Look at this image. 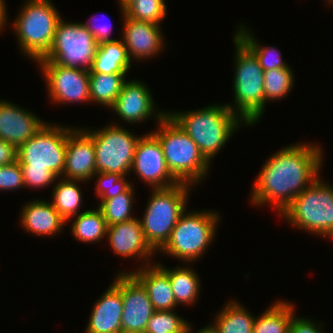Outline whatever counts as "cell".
<instances>
[{
  "label": "cell",
  "instance_id": "obj_1",
  "mask_svg": "<svg viewBox=\"0 0 333 333\" xmlns=\"http://www.w3.org/2000/svg\"><path fill=\"white\" fill-rule=\"evenodd\" d=\"M306 143L285 146L265 160L251 188L253 205H274L281 215L320 176L323 150L317 144Z\"/></svg>",
  "mask_w": 333,
  "mask_h": 333
},
{
  "label": "cell",
  "instance_id": "obj_2",
  "mask_svg": "<svg viewBox=\"0 0 333 333\" xmlns=\"http://www.w3.org/2000/svg\"><path fill=\"white\" fill-rule=\"evenodd\" d=\"M167 114L196 143L209 163L237 129L245 124L226 103L186 112L171 110Z\"/></svg>",
  "mask_w": 333,
  "mask_h": 333
},
{
  "label": "cell",
  "instance_id": "obj_3",
  "mask_svg": "<svg viewBox=\"0 0 333 333\" xmlns=\"http://www.w3.org/2000/svg\"><path fill=\"white\" fill-rule=\"evenodd\" d=\"M234 102L227 106L248 127L257 124L265 112L264 71L255 55L234 35Z\"/></svg>",
  "mask_w": 333,
  "mask_h": 333
},
{
  "label": "cell",
  "instance_id": "obj_4",
  "mask_svg": "<svg viewBox=\"0 0 333 333\" xmlns=\"http://www.w3.org/2000/svg\"><path fill=\"white\" fill-rule=\"evenodd\" d=\"M151 131L159 140L168 170L179 183L196 186L209 174L210 163L196 143L167 114ZM198 183V184H197Z\"/></svg>",
  "mask_w": 333,
  "mask_h": 333
},
{
  "label": "cell",
  "instance_id": "obj_5",
  "mask_svg": "<svg viewBox=\"0 0 333 333\" xmlns=\"http://www.w3.org/2000/svg\"><path fill=\"white\" fill-rule=\"evenodd\" d=\"M20 11L12 26L14 35L21 53L36 63L50 51L57 25L63 17L51 0H26Z\"/></svg>",
  "mask_w": 333,
  "mask_h": 333
},
{
  "label": "cell",
  "instance_id": "obj_6",
  "mask_svg": "<svg viewBox=\"0 0 333 333\" xmlns=\"http://www.w3.org/2000/svg\"><path fill=\"white\" fill-rule=\"evenodd\" d=\"M194 186L178 183L153 189L141 221L146 242L157 253L168 241L181 215L187 211L189 192Z\"/></svg>",
  "mask_w": 333,
  "mask_h": 333
},
{
  "label": "cell",
  "instance_id": "obj_7",
  "mask_svg": "<svg viewBox=\"0 0 333 333\" xmlns=\"http://www.w3.org/2000/svg\"><path fill=\"white\" fill-rule=\"evenodd\" d=\"M220 222V213L214 210L185 211L158 252L192 265L212 244Z\"/></svg>",
  "mask_w": 333,
  "mask_h": 333
},
{
  "label": "cell",
  "instance_id": "obj_8",
  "mask_svg": "<svg viewBox=\"0 0 333 333\" xmlns=\"http://www.w3.org/2000/svg\"><path fill=\"white\" fill-rule=\"evenodd\" d=\"M280 217L303 232L333 239V186L319 176Z\"/></svg>",
  "mask_w": 333,
  "mask_h": 333
},
{
  "label": "cell",
  "instance_id": "obj_9",
  "mask_svg": "<svg viewBox=\"0 0 333 333\" xmlns=\"http://www.w3.org/2000/svg\"><path fill=\"white\" fill-rule=\"evenodd\" d=\"M124 127L112 122L98 130L83 129L94 142L95 173L129 176L140 136Z\"/></svg>",
  "mask_w": 333,
  "mask_h": 333
},
{
  "label": "cell",
  "instance_id": "obj_10",
  "mask_svg": "<svg viewBox=\"0 0 333 333\" xmlns=\"http://www.w3.org/2000/svg\"><path fill=\"white\" fill-rule=\"evenodd\" d=\"M67 147V125L46 122L39 131L17 148L21 169H48L62 177Z\"/></svg>",
  "mask_w": 333,
  "mask_h": 333
},
{
  "label": "cell",
  "instance_id": "obj_11",
  "mask_svg": "<svg viewBox=\"0 0 333 333\" xmlns=\"http://www.w3.org/2000/svg\"><path fill=\"white\" fill-rule=\"evenodd\" d=\"M98 44L80 22H65L56 28L54 41L47 55L38 61H51L66 67L89 70Z\"/></svg>",
  "mask_w": 333,
  "mask_h": 333
},
{
  "label": "cell",
  "instance_id": "obj_12",
  "mask_svg": "<svg viewBox=\"0 0 333 333\" xmlns=\"http://www.w3.org/2000/svg\"><path fill=\"white\" fill-rule=\"evenodd\" d=\"M36 63L45 78L49 100L54 104L90 103L89 70L66 67L51 61Z\"/></svg>",
  "mask_w": 333,
  "mask_h": 333
},
{
  "label": "cell",
  "instance_id": "obj_13",
  "mask_svg": "<svg viewBox=\"0 0 333 333\" xmlns=\"http://www.w3.org/2000/svg\"><path fill=\"white\" fill-rule=\"evenodd\" d=\"M131 170L152 190L169 188L179 183L168 170L162 146L152 132L139 138Z\"/></svg>",
  "mask_w": 333,
  "mask_h": 333
},
{
  "label": "cell",
  "instance_id": "obj_14",
  "mask_svg": "<svg viewBox=\"0 0 333 333\" xmlns=\"http://www.w3.org/2000/svg\"><path fill=\"white\" fill-rule=\"evenodd\" d=\"M109 109L129 125L145 122L154 115L153 118L158 123L167 115V111L157 110L146 83L137 79H127L124 82L120 94Z\"/></svg>",
  "mask_w": 333,
  "mask_h": 333
},
{
  "label": "cell",
  "instance_id": "obj_15",
  "mask_svg": "<svg viewBox=\"0 0 333 333\" xmlns=\"http://www.w3.org/2000/svg\"><path fill=\"white\" fill-rule=\"evenodd\" d=\"M123 28L121 39L126 47L129 59L148 60L165 47L163 32L157 24L133 20L125 16L124 5L119 4Z\"/></svg>",
  "mask_w": 333,
  "mask_h": 333
},
{
  "label": "cell",
  "instance_id": "obj_16",
  "mask_svg": "<svg viewBox=\"0 0 333 333\" xmlns=\"http://www.w3.org/2000/svg\"><path fill=\"white\" fill-rule=\"evenodd\" d=\"M123 313L122 333H145L153 312L152 303L143 285L130 273L121 272Z\"/></svg>",
  "mask_w": 333,
  "mask_h": 333
},
{
  "label": "cell",
  "instance_id": "obj_17",
  "mask_svg": "<svg viewBox=\"0 0 333 333\" xmlns=\"http://www.w3.org/2000/svg\"><path fill=\"white\" fill-rule=\"evenodd\" d=\"M106 239L114 254L121 258L141 260L142 266L149 265L156 252L146 242L139 218L107 226ZM145 263V264H144Z\"/></svg>",
  "mask_w": 333,
  "mask_h": 333
},
{
  "label": "cell",
  "instance_id": "obj_18",
  "mask_svg": "<svg viewBox=\"0 0 333 333\" xmlns=\"http://www.w3.org/2000/svg\"><path fill=\"white\" fill-rule=\"evenodd\" d=\"M95 149L83 128L67 126V147L62 178L90 182L95 175Z\"/></svg>",
  "mask_w": 333,
  "mask_h": 333
},
{
  "label": "cell",
  "instance_id": "obj_19",
  "mask_svg": "<svg viewBox=\"0 0 333 333\" xmlns=\"http://www.w3.org/2000/svg\"><path fill=\"white\" fill-rule=\"evenodd\" d=\"M12 101L0 99V139L16 148L32 138L45 125L34 112Z\"/></svg>",
  "mask_w": 333,
  "mask_h": 333
},
{
  "label": "cell",
  "instance_id": "obj_20",
  "mask_svg": "<svg viewBox=\"0 0 333 333\" xmlns=\"http://www.w3.org/2000/svg\"><path fill=\"white\" fill-rule=\"evenodd\" d=\"M108 289L97 299L89 316L85 333H122L121 272Z\"/></svg>",
  "mask_w": 333,
  "mask_h": 333
},
{
  "label": "cell",
  "instance_id": "obj_21",
  "mask_svg": "<svg viewBox=\"0 0 333 333\" xmlns=\"http://www.w3.org/2000/svg\"><path fill=\"white\" fill-rule=\"evenodd\" d=\"M20 211V224L35 236H54L61 233L66 221L48 200L34 199L25 203Z\"/></svg>",
  "mask_w": 333,
  "mask_h": 333
},
{
  "label": "cell",
  "instance_id": "obj_22",
  "mask_svg": "<svg viewBox=\"0 0 333 333\" xmlns=\"http://www.w3.org/2000/svg\"><path fill=\"white\" fill-rule=\"evenodd\" d=\"M138 267L130 273L146 289L150 302L155 311L175 310L177 304L171 288L168 274L157 264Z\"/></svg>",
  "mask_w": 333,
  "mask_h": 333
},
{
  "label": "cell",
  "instance_id": "obj_23",
  "mask_svg": "<svg viewBox=\"0 0 333 333\" xmlns=\"http://www.w3.org/2000/svg\"><path fill=\"white\" fill-rule=\"evenodd\" d=\"M131 64L122 39H117L97 46L89 73L126 74L132 67Z\"/></svg>",
  "mask_w": 333,
  "mask_h": 333
},
{
  "label": "cell",
  "instance_id": "obj_24",
  "mask_svg": "<svg viewBox=\"0 0 333 333\" xmlns=\"http://www.w3.org/2000/svg\"><path fill=\"white\" fill-rule=\"evenodd\" d=\"M169 276L171 288L175 296L177 305H194L198 300L201 290V280L199 274L195 273L193 268L179 266L167 268L160 262L157 263Z\"/></svg>",
  "mask_w": 333,
  "mask_h": 333
},
{
  "label": "cell",
  "instance_id": "obj_25",
  "mask_svg": "<svg viewBox=\"0 0 333 333\" xmlns=\"http://www.w3.org/2000/svg\"><path fill=\"white\" fill-rule=\"evenodd\" d=\"M237 300H230L217 313L212 327L217 333H252L254 315Z\"/></svg>",
  "mask_w": 333,
  "mask_h": 333
},
{
  "label": "cell",
  "instance_id": "obj_26",
  "mask_svg": "<svg viewBox=\"0 0 333 333\" xmlns=\"http://www.w3.org/2000/svg\"><path fill=\"white\" fill-rule=\"evenodd\" d=\"M58 179L60 181L58 180L57 182L56 180L52 189L51 203L60 216L69 223L71 221L69 220L70 218L81 213L79 208L83 205V196L79 184L85 183V181L62 177Z\"/></svg>",
  "mask_w": 333,
  "mask_h": 333
},
{
  "label": "cell",
  "instance_id": "obj_27",
  "mask_svg": "<svg viewBox=\"0 0 333 333\" xmlns=\"http://www.w3.org/2000/svg\"><path fill=\"white\" fill-rule=\"evenodd\" d=\"M291 302L284 299L272 303L255 318L252 333H288L295 310Z\"/></svg>",
  "mask_w": 333,
  "mask_h": 333
},
{
  "label": "cell",
  "instance_id": "obj_28",
  "mask_svg": "<svg viewBox=\"0 0 333 333\" xmlns=\"http://www.w3.org/2000/svg\"><path fill=\"white\" fill-rule=\"evenodd\" d=\"M72 219L74 220L69 227H71V233L77 241L93 244L104 240L107 224L98 207L93 210L86 209Z\"/></svg>",
  "mask_w": 333,
  "mask_h": 333
},
{
  "label": "cell",
  "instance_id": "obj_29",
  "mask_svg": "<svg viewBox=\"0 0 333 333\" xmlns=\"http://www.w3.org/2000/svg\"><path fill=\"white\" fill-rule=\"evenodd\" d=\"M127 74L89 73L90 102L110 108L117 99Z\"/></svg>",
  "mask_w": 333,
  "mask_h": 333
},
{
  "label": "cell",
  "instance_id": "obj_30",
  "mask_svg": "<svg viewBox=\"0 0 333 333\" xmlns=\"http://www.w3.org/2000/svg\"><path fill=\"white\" fill-rule=\"evenodd\" d=\"M238 30L234 34L258 59L263 71L276 68H286L288 63L282 60L280 51L273 46H263L258 43V39L253 36L249 28L239 23ZM257 40V41H256Z\"/></svg>",
  "mask_w": 333,
  "mask_h": 333
},
{
  "label": "cell",
  "instance_id": "obj_31",
  "mask_svg": "<svg viewBox=\"0 0 333 333\" xmlns=\"http://www.w3.org/2000/svg\"><path fill=\"white\" fill-rule=\"evenodd\" d=\"M134 188L133 184L127 191L113 198L98 200L100 203L97 207L102 211L107 226L135 218L131 210L134 204Z\"/></svg>",
  "mask_w": 333,
  "mask_h": 333
},
{
  "label": "cell",
  "instance_id": "obj_32",
  "mask_svg": "<svg viewBox=\"0 0 333 333\" xmlns=\"http://www.w3.org/2000/svg\"><path fill=\"white\" fill-rule=\"evenodd\" d=\"M289 65L286 68H276L264 71V99L267 102L278 101L288 96L293 90L295 76Z\"/></svg>",
  "mask_w": 333,
  "mask_h": 333
},
{
  "label": "cell",
  "instance_id": "obj_33",
  "mask_svg": "<svg viewBox=\"0 0 333 333\" xmlns=\"http://www.w3.org/2000/svg\"><path fill=\"white\" fill-rule=\"evenodd\" d=\"M124 11L133 20L160 25L167 15V6L165 0H128Z\"/></svg>",
  "mask_w": 333,
  "mask_h": 333
},
{
  "label": "cell",
  "instance_id": "obj_34",
  "mask_svg": "<svg viewBox=\"0 0 333 333\" xmlns=\"http://www.w3.org/2000/svg\"><path fill=\"white\" fill-rule=\"evenodd\" d=\"M189 321L178 316L174 310L154 311L147 323L145 333H187Z\"/></svg>",
  "mask_w": 333,
  "mask_h": 333
},
{
  "label": "cell",
  "instance_id": "obj_35",
  "mask_svg": "<svg viewBox=\"0 0 333 333\" xmlns=\"http://www.w3.org/2000/svg\"><path fill=\"white\" fill-rule=\"evenodd\" d=\"M97 177L95 194L99 199H110L124 191H127L133 183L126 180L127 176L105 172L96 173L92 179Z\"/></svg>",
  "mask_w": 333,
  "mask_h": 333
},
{
  "label": "cell",
  "instance_id": "obj_36",
  "mask_svg": "<svg viewBox=\"0 0 333 333\" xmlns=\"http://www.w3.org/2000/svg\"><path fill=\"white\" fill-rule=\"evenodd\" d=\"M20 188H25L20 163L16 160L14 163L0 166V191L12 192Z\"/></svg>",
  "mask_w": 333,
  "mask_h": 333
},
{
  "label": "cell",
  "instance_id": "obj_37",
  "mask_svg": "<svg viewBox=\"0 0 333 333\" xmlns=\"http://www.w3.org/2000/svg\"><path fill=\"white\" fill-rule=\"evenodd\" d=\"M24 185L32 188H46L58 180V177L48 169H22Z\"/></svg>",
  "mask_w": 333,
  "mask_h": 333
},
{
  "label": "cell",
  "instance_id": "obj_38",
  "mask_svg": "<svg viewBox=\"0 0 333 333\" xmlns=\"http://www.w3.org/2000/svg\"><path fill=\"white\" fill-rule=\"evenodd\" d=\"M92 18V19H91ZM89 18L88 22L82 23L87 30L93 35L95 42L99 45L104 42L114 41L117 39L111 38L112 27L108 24H98L99 20L96 17ZM103 21V20H102ZM97 22V24H96Z\"/></svg>",
  "mask_w": 333,
  "mask_h": 333
},
{
  "label": "cell",
  "instance_id": "obj_39",
  "mask_svg": "<svg viewBox=\"0 0 333 333\" xmlns=\"http://www.w3.org/2000/svg\"><path fill=\"white\" fill-rule=\"evenodd\" d=\"M324 323H316L308 317H297L294 315L289 326L288 333H324L323 325Z\"/></svg>",
  "mask_w": 333,
  "mask_h": 333
},
{
  "label": "cell",
  "instance_id": "obj_40",
  "mask_svg": "<svg viewBox=\"0 0 333 333\" xmlns=\"http://www.w3.org/2000/svg\"><path fill=\"white\" fill-rule=\"evenodd\" d=\"M17 160V148L0 139V166L14 163Z\"/></svg>",
  "mask_w": 333,
  "mask_h": 333
},
{
  "label": "cell",
  "instance_id": "obj_41",
  "mask_svg": "<svg viewBox=\"0 0 333 333\" xmlns=\"http://www.w3.org/2000/svg\"><path fill=\"white\" fill-rule=\"evenodd\" d=\"M5 0H0V32H3V28L6 27L7 21V7Z\"/></svg>",
  "mask_w": 333,
  "mask_h": 333
},
{
  "label": "cell",
  "instance_id": "obj_42",
  "mask_svg": "<svg viewBox=\"0 0 333 333\" xmlns=\"http://www.w3.org/2000/svg\"><path fill=\"white\" fill-rule=\"evenodd\" d=\"M191 326H192V324L189 323L188 328H187V333H217L211 324H209L203 328H200V330L198 329L196 331H194L193 327H191ZM192 331H194V332H192Z\"/></svg>",
  "mask_w": 333,
  "mask_h": 333
},
{
  "label": "cell",
  "instance_id": "obj_43",
  "mask_svg": "<svg viewBox=\"0 0 333 333\" xmlns=\"http://www.w3.org/2000/svg\"><path fill=\"white\" fill-rule=\"evenodd\" d=\"M128 0H118V3L124 5Z\"/></svg>",
  "mask_w": 333,
  "mask_h": 333
},
{
  "label": "cell",
  "instance_id": "obj_44",
  "mask_svg": "<svg viewBox=\"0 0 333 333\" xmlns=\"http://www.w3.org/2000/svg\"><path fill=\"white\" fill-rule=\"evenodd\" d=\"M325 1H327L328 2V4H332L333 5V0H325Z\"/></svg>",
  "mask_w": 333,
  "mask_h": 333
}]
</instances>
